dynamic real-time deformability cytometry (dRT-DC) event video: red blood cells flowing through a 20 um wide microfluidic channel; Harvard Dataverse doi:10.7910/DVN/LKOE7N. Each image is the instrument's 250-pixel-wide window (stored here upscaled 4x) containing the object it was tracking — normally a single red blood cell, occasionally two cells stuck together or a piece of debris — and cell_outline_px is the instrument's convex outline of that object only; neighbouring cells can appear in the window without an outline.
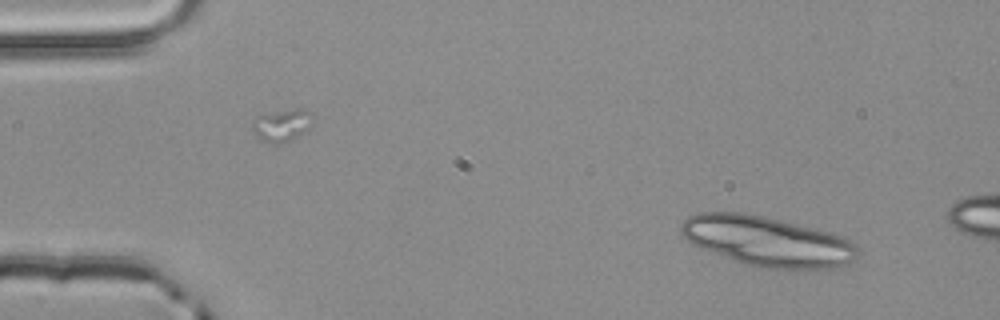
{"species": "common noctule bat (a hibernating species)", "species_latin": "Nyctalus noctula", "temperature_condition": "room temperature", "stored_images_in_passage": 2, "camera_frame_rate_fps": 3000, "um_per_image_px": 0.085, "animal": {"sex": "male", "body_mass_g": 20.4}, "frame": {"image": 1, "passage_image": 1, "time_ms": 0.0, "image_size_px": [1000, 320], "cell_outline_px": [[860, 252], [856, 260], [836, 268], [760, 268], [740, 264], [692, 244], [680, 232], [680, 224], [688, 216], [696, 212], [740, 212], [764, 216], [828, 232], [852, 240], [856, 244]], "centroid_in_image_um": [65.21, 20.51], "position_along_channel_um": 19.8, "area_um2": 51.62}}